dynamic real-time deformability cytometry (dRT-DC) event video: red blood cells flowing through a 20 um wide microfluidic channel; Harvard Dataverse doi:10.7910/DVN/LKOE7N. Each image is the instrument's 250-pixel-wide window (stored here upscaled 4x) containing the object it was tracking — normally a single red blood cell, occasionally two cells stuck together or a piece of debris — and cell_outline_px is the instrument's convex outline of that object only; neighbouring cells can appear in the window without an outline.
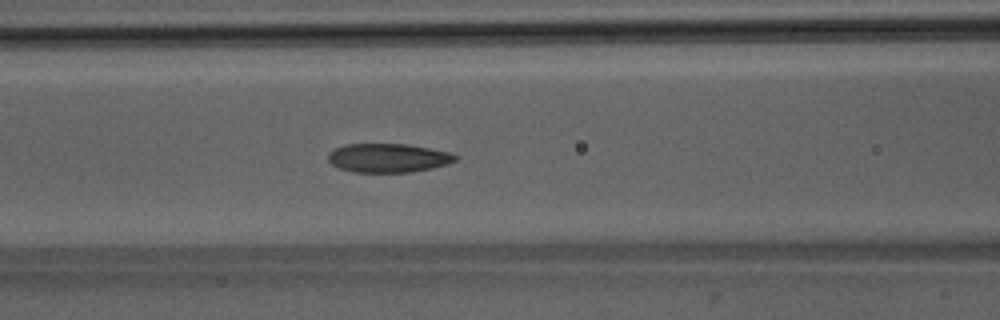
{"species": "Egyptian fruit bat (a non-hibernating species)", "species_latin": "Rousettus aegyptiacus", "temperature_condition": "room temperature", "stored_images_in_passage": 36, "camera_frame_rate_fps": 3000, "um_per_image_px": 0.085, "animal": {"sex": "male"}, "frame": {"image": 1, "passage_image": 16, "time_ms": 5.0, "image_size_px": [1000, 320], "cell_outline_px": [[456, 160], [448, 164], [432, 168], [412, 172], [352, 172], [340, 168], [332, 164], [328, 160], [328, 152], [344, 144], [408, 144], [452, 152], [456, 156]], "centroid_in_image_um": [33.0, 13.42], "position_along_channel_um": 133.6, "area_um2": 21.5}}
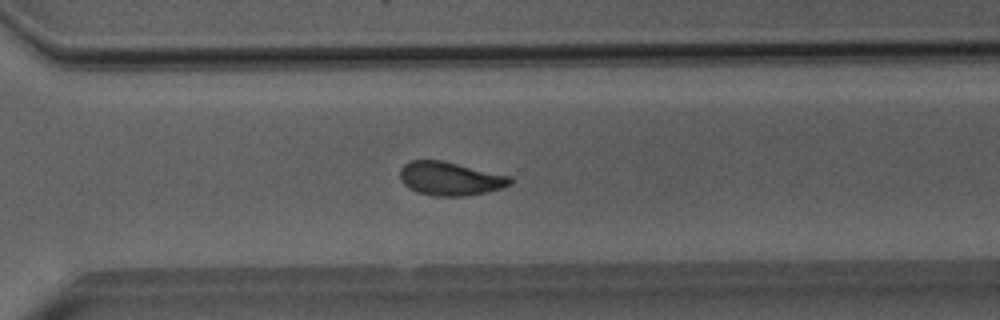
{"frame": {"image": 2, "passage_image": 31, "time_ms": 10.0, "image_size_px": [1000, 320], "cell_outline_px": [[512, 184], [488, 192], [464, 196], [432, 196], [416, 192], [404, 184], [400, 180], [400, 168], [404, 164], [412, 160], [440, 160], [512, 176]], "centroid_in_image_um": [38.26, 15.19], "position_along_channel_um": 332.3, "area_um2": 21.62}, "authors_computed_cell_mechanics": {"area_um2": 21.7039, "velocity_mm_per_s": 3.9791, "shape_relaxation_time_tau1_ms": 5.4496, "shape_relaxation_time_tau2_ms": 2.4911, "deformation_change_tau1": 0.1334, "deformation_change_tau2": 0.0792}}